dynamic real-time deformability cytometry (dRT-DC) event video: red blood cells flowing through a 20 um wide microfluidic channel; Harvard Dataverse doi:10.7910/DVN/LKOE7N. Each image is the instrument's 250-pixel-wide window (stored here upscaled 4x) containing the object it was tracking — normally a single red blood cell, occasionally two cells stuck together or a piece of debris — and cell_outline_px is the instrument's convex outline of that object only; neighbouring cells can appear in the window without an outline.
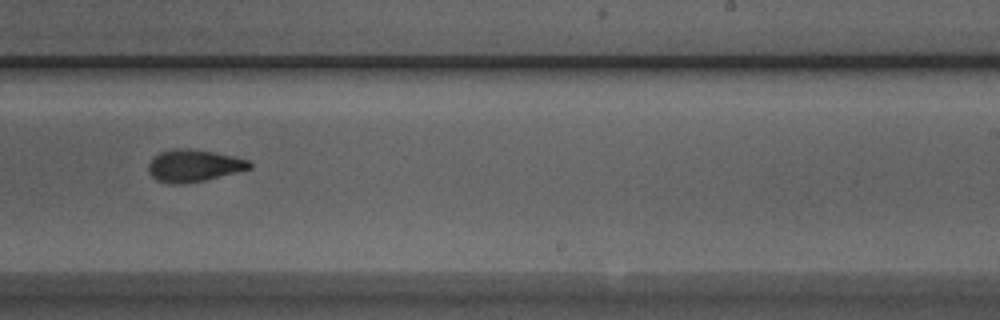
{"species": "Egyptian fruit bat (a non-hibernating species)", "species_latin": "Rousettus aegyptiacus", "temperature_condition": "room temperature", "stored_images_in_passage": 9, "camera_frame_rate_fps": 3000, "um_per_image_px": 0.085, "animal": {"sex": "male"}, "frame": {"image": 1, "passage_image": 9, "time_ms": 10.0, "image_size_px": [1000, 320], "cell_outline_px": [[252, 168], [204, 180], [184, 184], [168, 184], [156, 180], [148, 172], [148, 164], [160, 152], [172, 148], [188, 148], [212, 152], [232, 156], [248, 160], [252, 164]], "centroid_in_image_um": [16.44, 14.09], "position_along_channel_um": 272.6, "area_um2": 18.84}}